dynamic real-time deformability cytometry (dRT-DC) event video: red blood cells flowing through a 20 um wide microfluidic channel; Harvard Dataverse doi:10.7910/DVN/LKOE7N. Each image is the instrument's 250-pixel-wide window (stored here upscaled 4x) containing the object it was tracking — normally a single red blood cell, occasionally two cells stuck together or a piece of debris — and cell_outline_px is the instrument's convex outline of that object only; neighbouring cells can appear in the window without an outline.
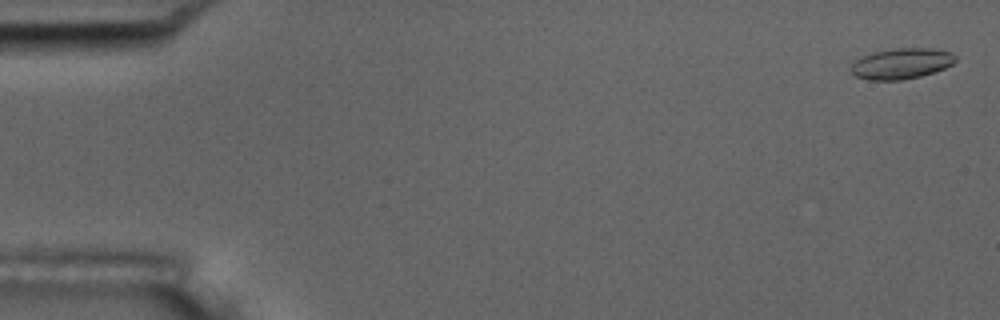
{"species": "common noctule bat (a hibernating species)", "species_latin": "Nyctalus noctula", "temperature_condition": "room temperature", "stored_images_in_passage": 54, "camera_frame_rate_fps": 3000, "um_per_image_px": 0.085, "animal": {"sex": "male", "body_mass_g": 17.5, "forearm_length_mm": 52.3}, "frame": {"image": 1, "passage_image": 2, "time_ms": 0.333, "image_size_px": [1000, 320], "cell_outline_px": [[956, 60], [952, 64], [944, 68], [920, 76], [900, 80], [868, 80], [856, 76], [848, 68], [856, 60], [872, 52], [892, 48], [932, 48], [952, 52], [956, 56]], "centroid_in_image_um": [76.61, 5.39], "position_along_channel_um": 8.4, "area_um2": 18.73}}
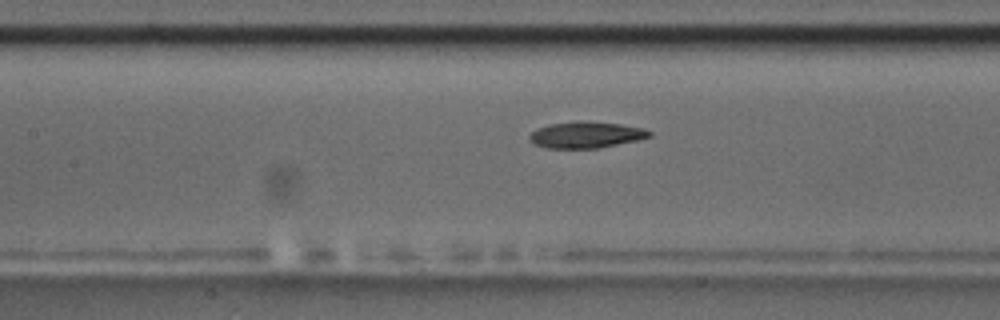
{"frame": {"image": 2, "passage_image": 25, "time_ms": 8.0, "image_size_px": [1000, 320], "cell_outline_px": [[652, 136], [636, 140], [596, 148], [548, 148], [536, 144], [528, 140], [528, 136], [536, 128], [548, 124], [580, 120], [620, 124], [644, 128], [652, 132]], "centroid_in_image_um": [49.78, 11.44], "position_along_channel_um": 157.6, "area_um2": 18.38}}
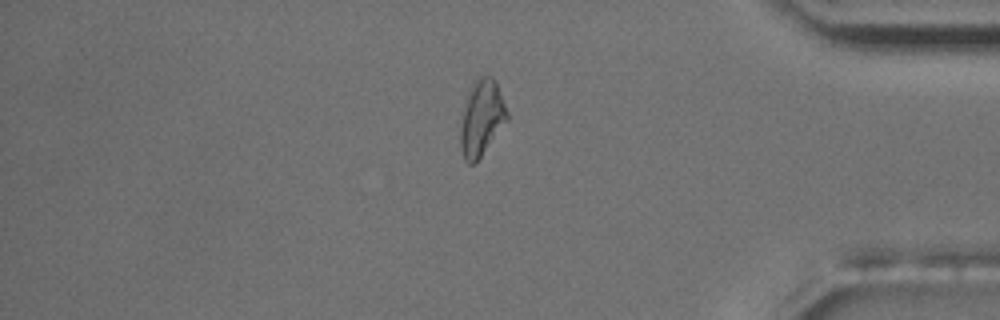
{"frame": {"image": 3, "passage_image": 46, "time_ms": 15.0, "image_size_px": [1000, 320], "cell_outline_px": [[508, 120], [476, 164], [468, 164], [464, 160], [460, 148], [460, 124], [468, 92], [476, 76], [492, 76], [496, 80], [508, 112]], "centroid_in_image_um": [40.94, 10.05], "position_along_channel_um": 394.3, "area_um2": 20.98}, "authors_computed_cell_mechanics": {"area_um2": 18.6983, "velocity_mm_per_s": 3.7688, "shape_relaxation_time_tau1_ms": 4.9341, "shape_relaxation_time_tau2_ms": 5.0668, "deformation_change_tau1": 0.1545, "deformation_change_tau2": 0.1204}}